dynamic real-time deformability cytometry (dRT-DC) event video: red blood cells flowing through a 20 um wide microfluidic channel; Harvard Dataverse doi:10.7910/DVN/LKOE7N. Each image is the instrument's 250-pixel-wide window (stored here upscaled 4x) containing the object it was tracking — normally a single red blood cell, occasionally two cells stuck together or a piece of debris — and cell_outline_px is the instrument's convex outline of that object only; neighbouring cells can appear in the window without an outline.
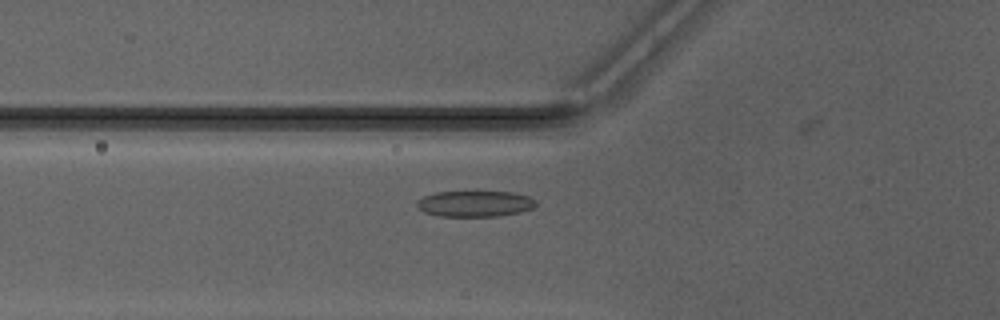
{"species": "Egyptian fruit bat (a non-hibernating species)", "species_latin": "Rousettus aegyptiacus", "temperature_condition": "warm", "stored_images_in_passage": 32, "camera_frame_rate_fps": 3000, "um_per_image_px": 0.085, "animal": {"sex": "male"}, "frame": {"image": 1, "passage_image": 4, "time_ms": 1.0, "image_size_px": [1000, 320], "cell_outline_px": [[536, 204], [532, 208], [520, 212], [500, 216], [440, 216], [424, 212], [416, 204], [416, 200], [424, 196], [436, 192], [512, 192], [528, 196], [536, 200]], "centroid_in_image_um": [40.37, 17.32], "position_along_channel_um": 85.4, "area_um2": 17.92}}
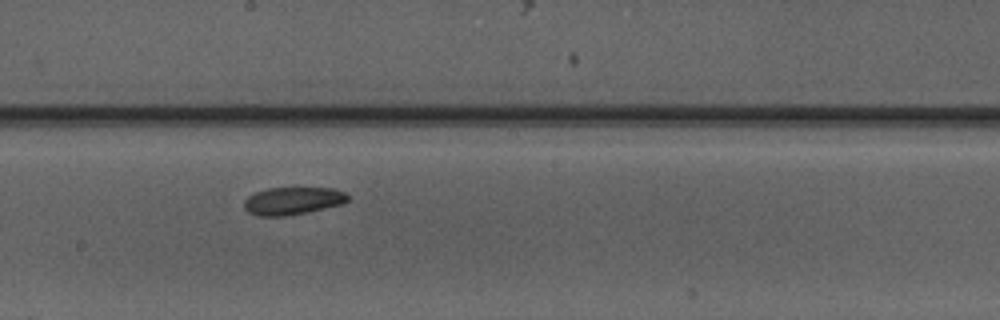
{"frame": {"image": 2, "passage_image": 14, "time_ms": 4.333, "image_size_px": [1000, 320], "cell_outline_px": [[348, 200], [344, 204], [284, 216], [256, 216], [248, 212], [244, 208], [244, 200], [248, 196], [256, 192], [268, 188], [336, 188], [344, 192], [348, 196]], "centroid_in_image_um": [24.87, 17.07], "position_along_channel_um": 223.3, "area_um2": 16.65}}
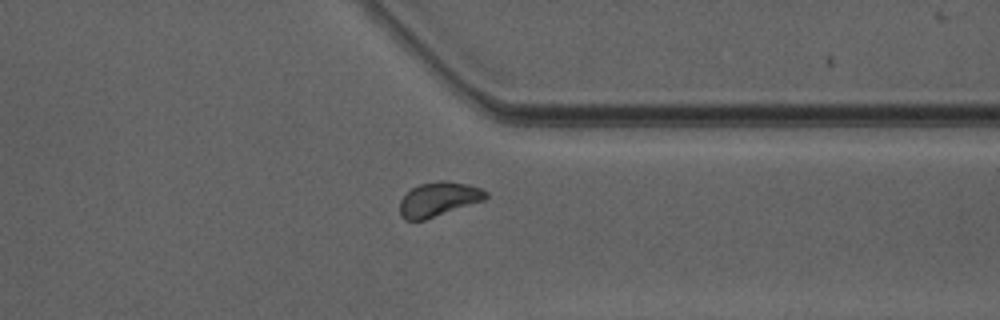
{"frame": {"image": 3, "passage_image": 25, "time_ms": 8.0, "image_size_px": [1000, 320], "cell_outline_px": [[488, 196], [484, 200], [424, 220], [404, 220], [400, 216], [400, 200], [412, 188], [420, 184], [440, 180], [448, 180], [468, 184], [480, 188], [488, 192]], "centroid_in_image_um": [37.28, 16.92], "position_along_channel_um": 374.1, "area_um2": 17.17}}